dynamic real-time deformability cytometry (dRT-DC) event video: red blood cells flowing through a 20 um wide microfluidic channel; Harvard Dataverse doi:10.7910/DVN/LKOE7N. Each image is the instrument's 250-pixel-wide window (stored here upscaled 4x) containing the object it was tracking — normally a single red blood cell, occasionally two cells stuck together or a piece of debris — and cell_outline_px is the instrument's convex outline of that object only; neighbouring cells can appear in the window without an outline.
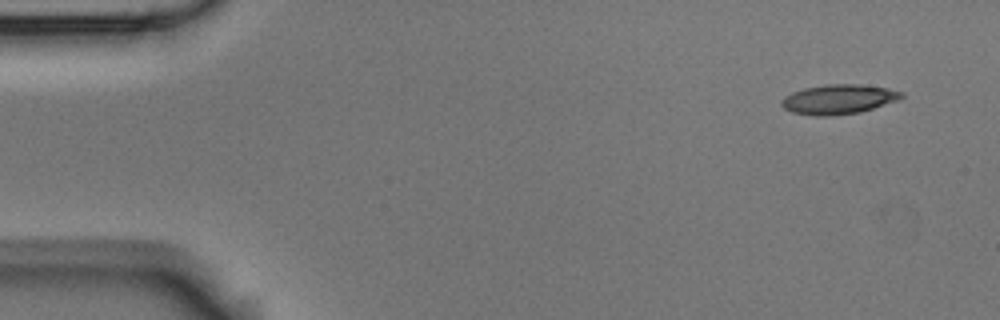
{"species": "Egyptian fruit bat (a non-hibernating species)", "species_latin": "Rousettus aegyptiacus", "temperature_condition": "room temperature", "stored_images_in_passage": 5, "camera_frame_rate_fps": 3000, "um_per_image_px": 0.085, "animal": {"sex": "male"}, "frame": {"image": 1, "passage_image": 1, "time_ms": 0.0, "image_size_px": [1000, 320], "cell_outline_px": [[904, 96], [896, 100], [860, 112], [832, 116], [812, 116], [792, 112], [784, 108], [780, 104], [780, 100], [784, 96], [792, 92], [804, 88], [828, 84], [860, 84], [888, 88], [904, 92]], "centroid_in_image_um": [71.23, 8.44], "position_along_channel_um": 13.8, "area_um2": 20.75}}
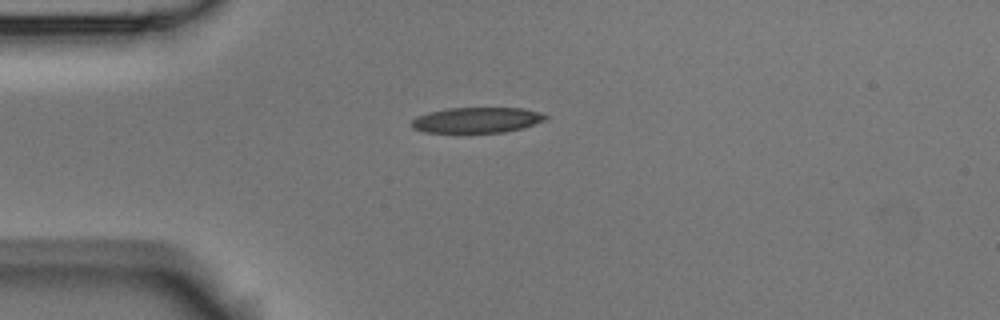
{"frame": {"image": 2, "passage_image": 3, "time_ms": 0.667, "image_size_px": [1000, 320], "cell_outline_px": [[548, 116], [544, 120], [524, 128], [504, 132], [424, 132], [412, 128], [412, 120], [416, 116], [428, 112], [448, 108], [524, 108], [540, 112]], "centroid_in_image_um": [40.53, 10.2], "position_along_channel_um": 44.5, "area_um2": 19.88}}
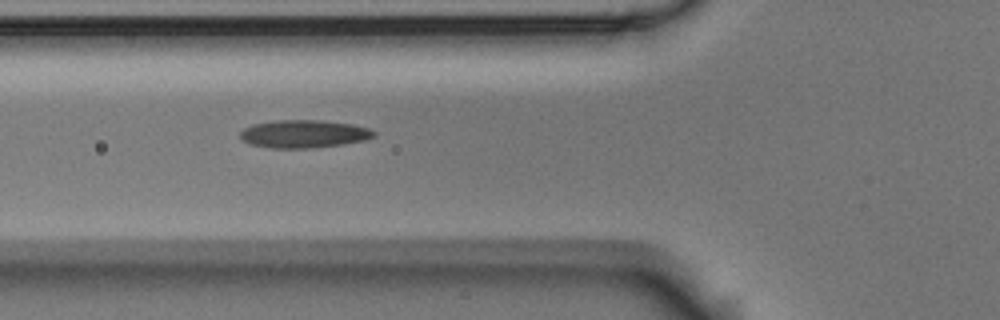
{"frame": {"image": 3, "passage_image": 5, "time_ms": 1.333, "image_size_px": [1000, 320], "cell_outline_px": [[376, 136], [364, 140], [340, 144], [312, 148], [272, 148], [252, 144], [244, 140], [240, 136], [240, 132], [244, 128], [252, 124], [276, 120], [320, 120], [352, 124], [368, 128], [376, 132]], "centroid_in_image_um": [25.83, 11.37], "position_along_channel_um": 100.0, "area_um2": 21.56}}